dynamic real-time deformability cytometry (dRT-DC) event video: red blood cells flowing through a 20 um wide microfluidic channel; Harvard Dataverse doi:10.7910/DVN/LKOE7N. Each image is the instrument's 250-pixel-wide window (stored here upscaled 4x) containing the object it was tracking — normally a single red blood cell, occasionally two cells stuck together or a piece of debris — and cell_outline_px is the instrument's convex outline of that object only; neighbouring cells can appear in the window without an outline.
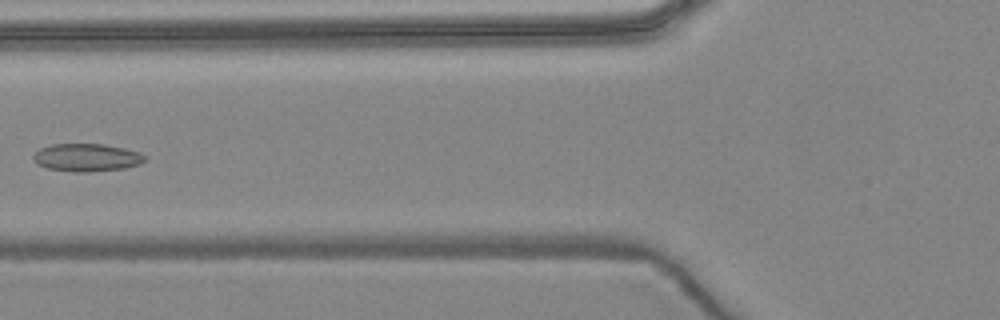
{"species": "common noctule bat (a hibernating species)", "species_latin": "Nyctalus noctula", "temperature_condition": "warm", "stored_images_in_passage": 7, "camera_frame_rate_fps": 3000, "um_per_image_px": 0.085, "animal": {"sex": "female", "body_mass_g": 24.6, "forearm_length_mm": 56.2}, "frame": {"image": 1, "passage_image": 7, "time_ms": 7.0, "image_size_px": [1000, 320], "cell_outline_px": [[148, 160], [140, 164], [124, 168], [84, 172], [72, 172], [48, 168], [36, 164], [32, 156], [40, 148], [52, 144], [104, 144], [124, 148], [140, 152]], "centroid_in_image_um": [7.37, 13.39], "position_along_channel_um": 118.4, "area_um2": 18.09}}